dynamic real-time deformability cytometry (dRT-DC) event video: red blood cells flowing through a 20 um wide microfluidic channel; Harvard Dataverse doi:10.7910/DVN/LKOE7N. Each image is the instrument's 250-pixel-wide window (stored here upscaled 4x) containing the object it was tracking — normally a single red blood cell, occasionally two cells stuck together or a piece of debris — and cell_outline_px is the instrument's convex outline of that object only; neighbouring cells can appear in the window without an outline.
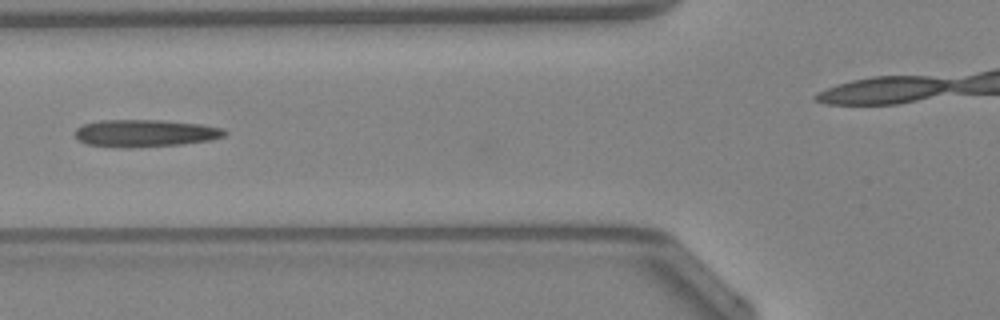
{"species": "Egyptian fruit bat (a non-hibernating species)", "species_latin": "Rousettus aegyptiacus", "temperature_condition": "warm", "stored_images_in_passage": 32, "camera_frame_rate_fps": 3000, "um_per_image_px": 0.085, "animal": {"sex": "female"}, "frame": {"image": 1, "passage_image": 2, "time_ms": 0.333, "image_size_px": [1000, 320], "cell_outline_px": [[228, 132], [224, 136], [208, 140], [180, 144], [132, 148], [88, 144], [80, 140], [76, 136], [76, 128], [84, 124], [100, 120], [164, 120], [200, 124], [224, 128]], "centroid_in_image_um": [12.37, 11.31], "position_along_channel_um": 113.4, "area_um2": 23.58}}